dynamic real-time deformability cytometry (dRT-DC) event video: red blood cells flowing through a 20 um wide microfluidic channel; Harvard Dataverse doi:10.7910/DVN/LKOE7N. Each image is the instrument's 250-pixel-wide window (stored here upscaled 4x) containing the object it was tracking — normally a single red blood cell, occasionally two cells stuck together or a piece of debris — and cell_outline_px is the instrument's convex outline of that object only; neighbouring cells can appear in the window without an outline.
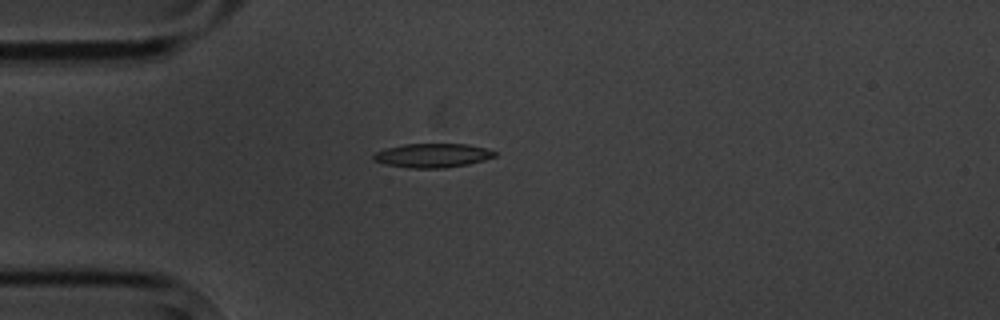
{"species": "common noctule bat (a hibernating species)", "species_latin": "Nyctalus noctula", "temperature_condition": "cold", "stored_images_in_passage": 3, "camera_frame_rate_fps": 3000, "um_per_image_px": 0.085, "animal": {"sex": "male", "body_mass_g": 20.1, "forearm_length_mm": 53.5}, "frame": {"image": 1, "passage_image": 3, "time_ms": 2.667, "image_size_px": [1000, 320], "cell_outline_px": [[496, 156], [484, 160], [468, 164], [444, 168], [408, 168], [384, 164], [372, 160], [372, 156], [376, 152], [384, 148], [404, 144], [468, 144], [484, 148], [496, 152]], "centroid_in_image_um": [36.72, 13.22], "position_along_channel_um": 48.3, "area_um2": 17.05}}